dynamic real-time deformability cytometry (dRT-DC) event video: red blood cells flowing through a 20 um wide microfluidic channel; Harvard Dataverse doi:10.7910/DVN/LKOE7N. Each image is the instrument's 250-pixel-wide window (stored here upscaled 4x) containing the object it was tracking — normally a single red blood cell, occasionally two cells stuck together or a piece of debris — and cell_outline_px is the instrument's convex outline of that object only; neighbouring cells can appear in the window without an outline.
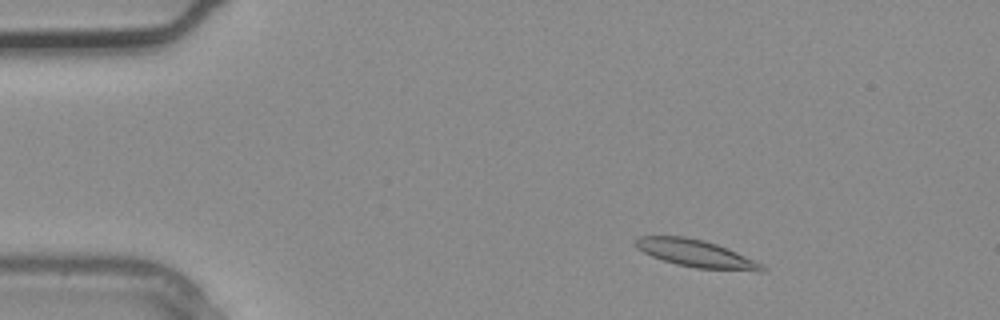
{"species": "common noctule bat (a hibernating species)", "species_latin": "Nyctalus noctula", "temperature_condition": "warm", "stored_images_in_passage": 2, "camera_frame_rate_fps": 3000, "um_per_image_px": 0.085, "animal": {"sex": "male", "body_mass_g": 20.4}, "frame": {"image": 1, "passage_image": 1, "time_ms": 0.0, "image_size_px": [1000, 320], "cell_outline_px": [[768, 268], [764, 272], [760, 272], [696, 268], [676, 264], [652, 256], [636, 248], [632, 244], [640, 236], [684, 236], [704, 240], [716, 244], [736, 252], [764, 264]], "centroid_in_image_um": [59.2, 21.56], "position_along_channel_um": 25.8, "area_um2": 20.29}}